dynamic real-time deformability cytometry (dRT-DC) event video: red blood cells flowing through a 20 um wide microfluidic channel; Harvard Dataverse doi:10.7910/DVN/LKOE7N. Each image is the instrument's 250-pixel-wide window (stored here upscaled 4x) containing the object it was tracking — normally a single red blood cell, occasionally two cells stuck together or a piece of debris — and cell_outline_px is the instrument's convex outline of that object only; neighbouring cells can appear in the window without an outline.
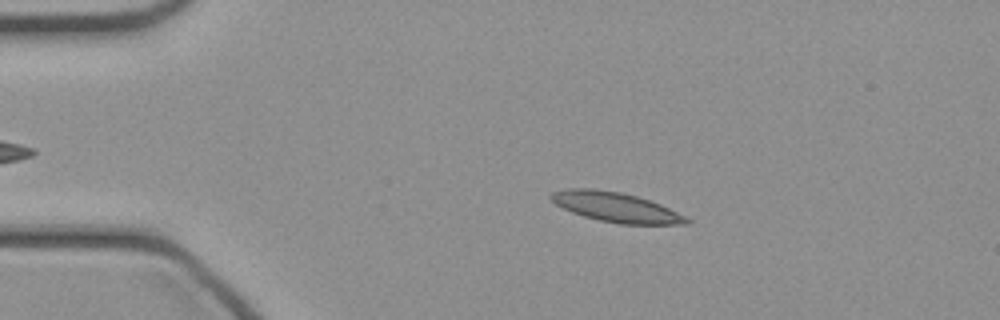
{"species": "common noctule bat (a hibernating species)", "species_latin": "Nyctalus noctula", "temperature_condition": "cold", "stored_images_in_passage": 47, "camera_frame_rate_fps": 3000, "um_per_image_px": 0.085, "animal": {"sex": "female", "body_mass_g": 21.9}, "frame": {"image": 1, "passage_image": 9, "time_ms": 2.667, "image_size_px": [1000, 320], "cell_outline_px": [[692, 224], [620, 224], [600, 220], [584, 216], [572, 212], [556, 204], [548, 196], [552, 192], [568, 188], [592, 188], [620, 192], [636, 196], [660, 204], [692, 220]], "centroid_in_image_um": [52.34, 17.61], "position_along_channel_um": 32.7, "area_um2": 23.24}}
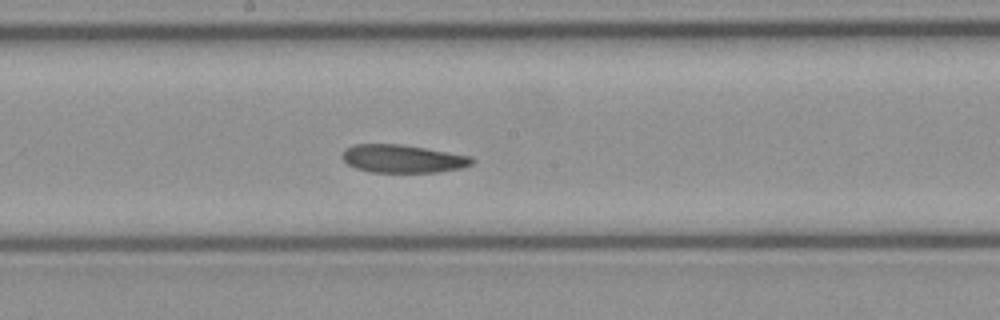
{"frame": {"image": 2, "passage_image": 25, "time_ms": 8.0, "image_size_px": [1000, 320], "cell_outline_px": [[472, 164], [460, 168], [440, 172], [368, 172], [356, 168], [348, 164], [340, 156], [344, 148], [352, 144], [400, 144], [472, 156]], "centroid_in_image_um": [34.17, 13.49], "position_along_channel_um": 214.0, "area_um2": 21.21}}
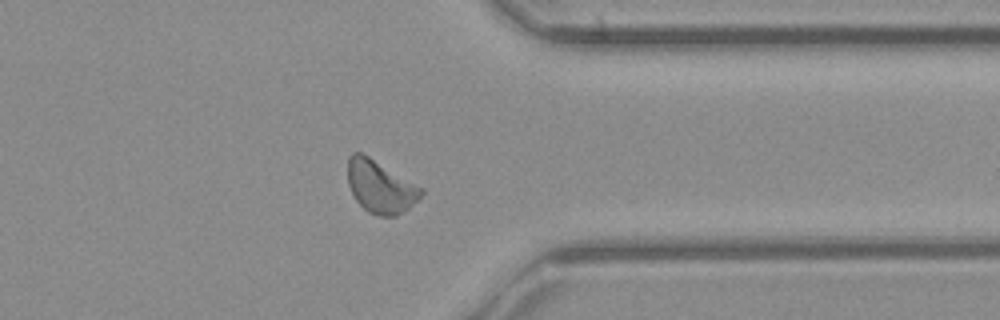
{"frame": {"image": 3, "passage_image": 37, "time_ms": 12.0, "image_size_px": [1000, 320], "cell_outline_px": [[424, 192], [408, 208], [396, 216], [380, 216], [368, 212], [356, 200], [348, 184], [348, 156], [352, 152], [360, 152], [368, 156], [424, 188]], "centroid_in_image_um": [32.32, 15.86], "position_along_channel_um": 379.1, "area_um2": 22.25}}